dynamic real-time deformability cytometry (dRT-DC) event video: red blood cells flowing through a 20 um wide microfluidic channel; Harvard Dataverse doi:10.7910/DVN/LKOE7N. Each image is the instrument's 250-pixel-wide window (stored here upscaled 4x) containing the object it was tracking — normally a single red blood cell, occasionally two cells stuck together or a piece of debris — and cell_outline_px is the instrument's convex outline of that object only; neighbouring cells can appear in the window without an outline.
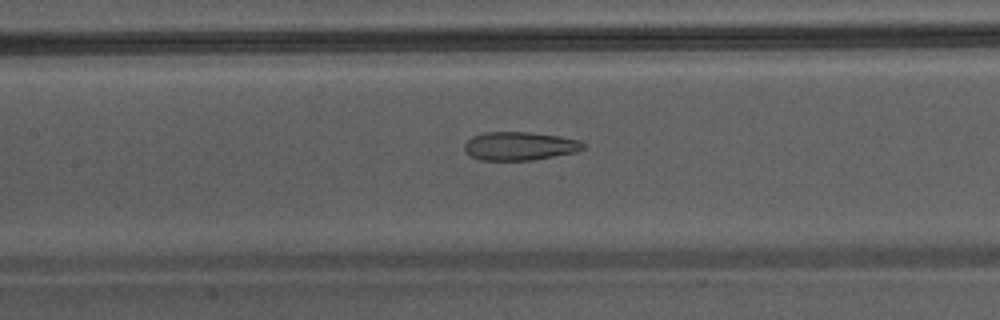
{"species": "Egyptian fruit bat (a non-hibernating species)", "species_latin": "Rousettus aegyptiacus", "temperature_condition": "warm", "stored_images_in_passage": 28, "camera_frame_rate_fps": 3000, "um_per_image_px": 0.085, "animal": {"sex": "male"}, "frame": {"image": 1, "passage_image": 9, "time_ms": 2.667, "image_size_px": [1000, 320], "cell_outline_px": [[588, 144], [584, 148], [576, 152], [532, 160], [480, 160], [472, 156], [464, 148], [464, 144], [472, 136], [484, 132], [528, 132], [560, 136], [580, 140]], "centroid_in_image_um": [44.21, 12.4], "position_along_channel_um": 163.2, "area_um2": 19.71}}
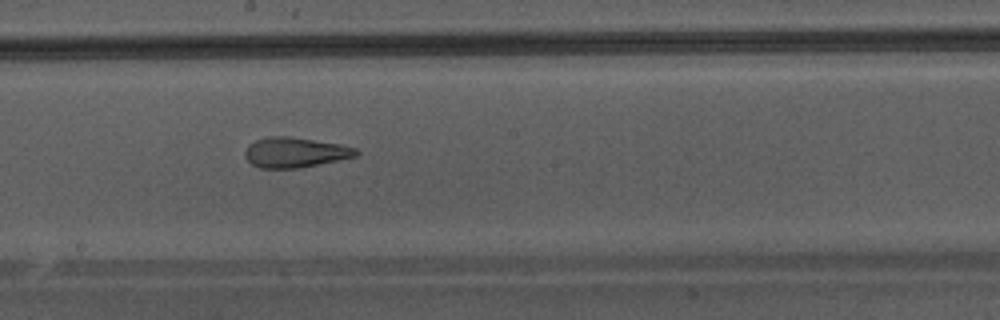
{"frame": {"image": 2, "passage_image": 13, "time_ms": 4.0, "image_size_px": [1000, 320], "cell_outline_px": [[360, 152], [356, 156], [300, 168], [260, 168], [252, 164], [244, 156], [244, 152], [248, 144], [256, 140], [268, 136], [288, 136], [340, 144], [356, 148]], "centroid_in_image_um": [25.05, 12.95], "position_along_channel_um": 223.1, "area_um2": 19.48}}
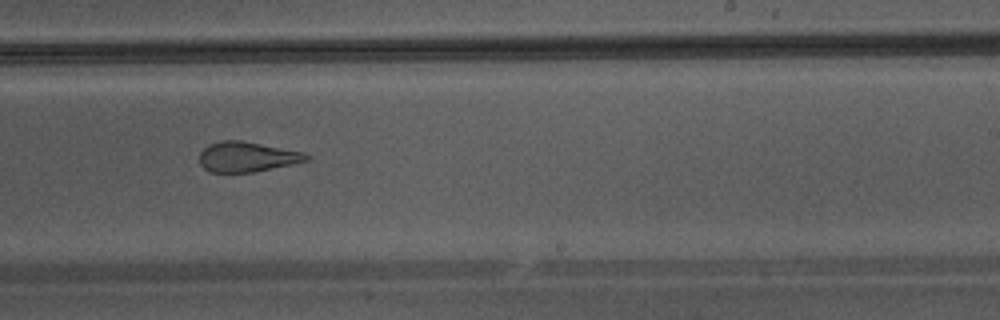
{"frame": {"image": 3, "passage_image": 16, "time_ms": 5.0, "image_size_px": [1000, 320], "cell_outline_px": [[312, 156], [308, 160], [292, 164], [252, 172], [212, 172], [204, 168], [200, 164], [200, 152], [208, 144], [220, 140], [240, 140], [304, 152]], "centroid_in_image_um": [20.99, 13.32], "position_along_channel_um": 268.0, "area_um2": 18.67}}